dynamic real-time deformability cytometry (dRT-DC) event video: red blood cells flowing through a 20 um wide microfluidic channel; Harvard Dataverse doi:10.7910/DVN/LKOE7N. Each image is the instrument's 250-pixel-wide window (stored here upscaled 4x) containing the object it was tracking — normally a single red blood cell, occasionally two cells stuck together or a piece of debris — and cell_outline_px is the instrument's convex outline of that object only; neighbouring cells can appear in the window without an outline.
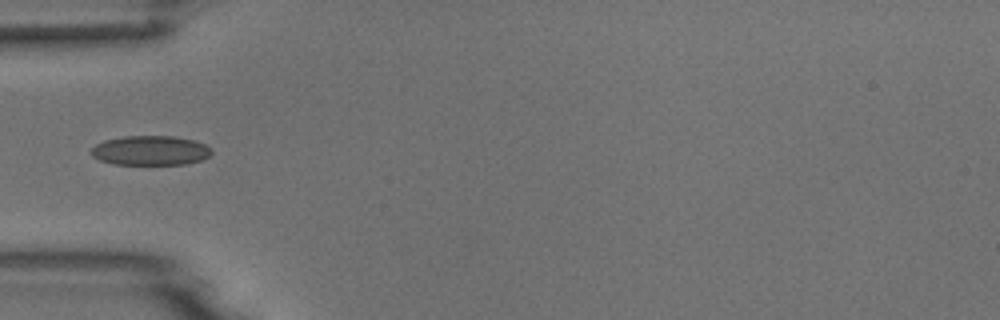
{"species": "common noctule bat (a hibernating species)", "species_latin": "Nyctalus noctula", "temperature_condition": "room temperature", "stored_images_in_passage": 6, "camera_frame_rate_fps": 3000, "um_per_image_px": 0.085, "animal": {"sex": "male", "body_mass_g": 18.8}, "frame": {"image": 1, "passage_image": 5, "time_ms": 4.667, "image_size_px": [1000, 320], "cell_outline_px": [[212, 152], [208, 156], [200, 160], [188, 164], [112, 164], [100, 160], [92, 156], [92, 148], [96, 144], [104, 140], [124, 136], [176, 136], [192, 140], [204, 144], [212, 148]], "centroid_in_image_um": [12.79, 12.79], "position_along_channel_um": 72.2, "area_um2": 20.69}}